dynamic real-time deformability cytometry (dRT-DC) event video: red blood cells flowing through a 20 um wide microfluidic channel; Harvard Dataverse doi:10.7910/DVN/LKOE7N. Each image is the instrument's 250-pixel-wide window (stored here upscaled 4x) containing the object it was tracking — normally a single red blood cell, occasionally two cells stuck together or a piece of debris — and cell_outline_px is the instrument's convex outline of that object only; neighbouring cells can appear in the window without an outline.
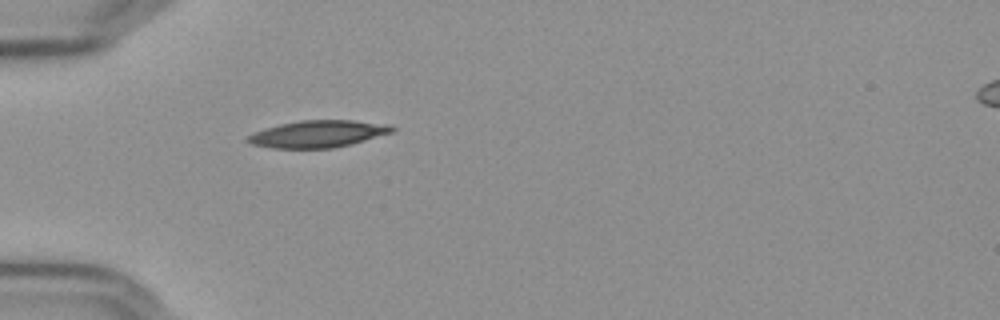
{"species": "Egyptian fruit bat (a non-hibernating species)", "species_latin": "Rousettus aegyptiacus", "temperature_condition": "cold", "stored_images_in_passage": 40, "camera_frame_rate_fps": 3000, "um_per_image_px": 0.085, "frame": {"image": 1, "passage_image": 1, "time_ms": 0.0, "image_size_px": [1000, 320], "cell_outline_px": [[396, 128], [392, 132], [352, 144], [332, 148], [272, 148], [252, 144], [244, 140], [244, 136], [252, 132], [264, 128], [280, 124], [300, 120], [352, 120], [388, 124]], "centroid_in_image_um": [26.97, 11.38], "position_along_channel_um": 58.0, "area_um2": 22.89}}
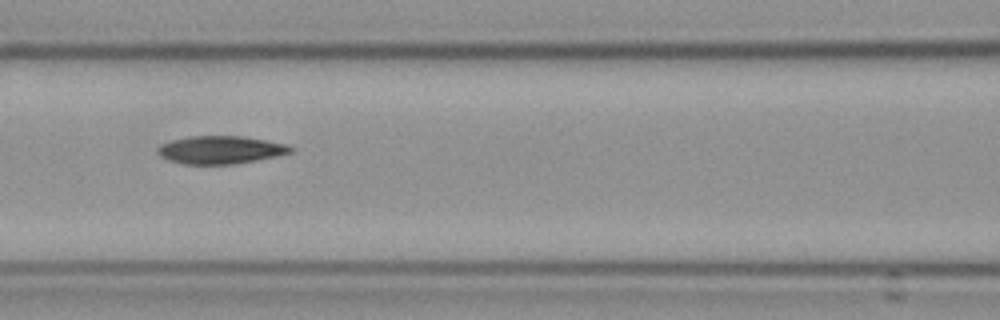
{"frame": {"image": 2, "passage_image": 9, "time_ms": 2.667, "image_size_px": [1000, 320], "cell_outline_px": [[296, 148], [292, 152], [276, 156], [256, 160], [232, 164], [184, 164], [168, 160], [160, 156], [156, 152], [156, 148], [160, 144], [172, 140], [188, 136], [244, 136], [288, 144]], "centroid_in_image_um": [18.74, 12.73], "position_along_channel_um": 147.9, "area_um2": 21.79}}
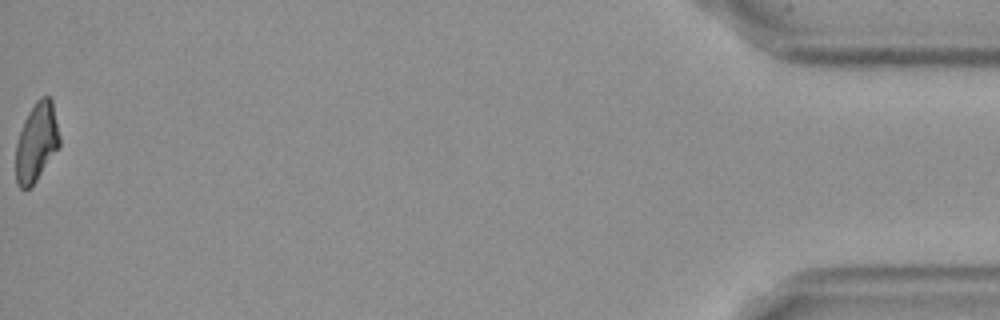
{"frame": {"image": 3, "passage_image": 40, "time_ms": 13.0, "image_size_px": [1000, 320], "cell_outline_px": [[60, 144], [36, 180], [28, 188], [20, 188], [16, 184], [16, 144], [24, 120], [28, 112], [36, 100], [40, 96], [48, 96], [52, 100], [60, 136]], "centroid_in_image_um": [3.1, 12.05], "position_along_channel_um": 432.1, "area_um2": 19.83}, "authors_computed_cell_mechanics": {"area_um2": 21.7039, "velocity_mm_per_s": 3.6352, "shape_relaxation_time_tau1_ms": 7.4206, "shape_relaxation_time_tau2_ms": null, "deformation_change_tau1": 0.1767, "deformation_change_tau2": null}}